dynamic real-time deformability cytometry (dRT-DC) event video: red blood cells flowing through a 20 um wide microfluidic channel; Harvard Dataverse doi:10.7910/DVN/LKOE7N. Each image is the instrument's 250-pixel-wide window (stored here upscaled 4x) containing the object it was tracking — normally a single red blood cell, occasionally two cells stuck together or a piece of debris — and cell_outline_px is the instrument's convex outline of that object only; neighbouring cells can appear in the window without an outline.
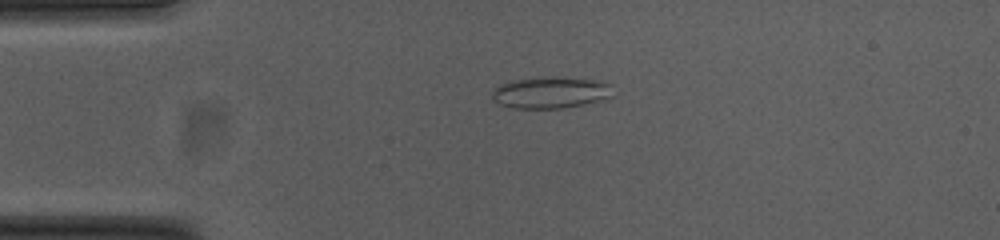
{"species": "common noctule bat (a hibernating species)", "species_latin": "Nyctalus noctula", "temperature_condition": "cold", "stored_images_in_passage": 31, "camera_frame_rate_fps": 3000, "um_per_image_px": 0.085, "animal": {"sex": "female", "body_mass_g": 23.0, "forearm_length_mm": 53.4}, "frame": {"image": 1, "passage_image": 1, "time_ms": 0.0, "image_size_px": [1000, 240], "cell_outline_px": [[616, 96], [580, 104], [560, 108], [516, 108], [500, 104], [492, 96], [492, 92], [500, 84], [516, 80], [544, 76], [556, 76], [608, 80], [612, 84]], "centroid_in_image_um": [46.93, 7.82], "position_along_channel_um": 38.1, "area_um2": 22.48}}
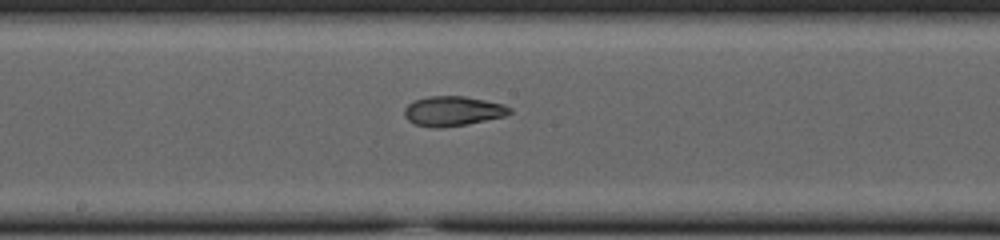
{"frame": {"image": 2, "passage_image": 17, "time_ms": 5.333, "image_size_px": [1000, 240], "cell_outline_px": [[512, 112], [504, 116], [468, 124], [440, 128], [432, 128], [416, 124], [408, 120], [404, 116], [404, 108], [412, 100], [428, 96], [464, 96], [504, 104], [512, 108]], "centroid_in_image_um": [38.47, 9.44], "position_along_channel_um": 209.7, "area_um2": 18.38}}
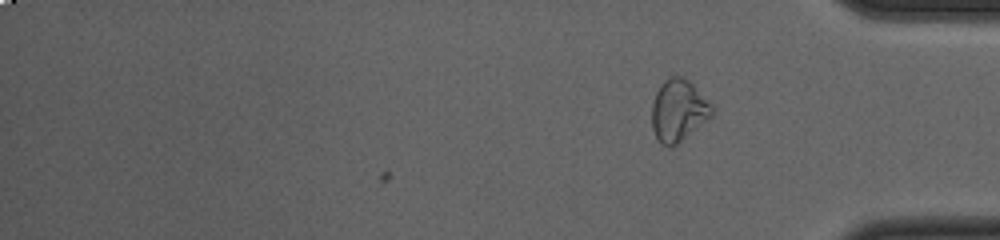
{"frame": {"image": 3, "passage_image": 31, "time_ms": 10.0, "image_size_px": [1000, 240], "cell_outline_px": [[712, 116], [676, 144], [660, 144], [652, 128], [652, 104], [656, 92], [660, 84], [668, 76], [680, 76], [688, 80], [712, 104]], "centroid_in_image_um": [57.65, 9.35], "position_along_channel_um": 377.6, "area_um2": 21.27}, "authors_computed_cell_mechanics": {"area_um2": 18.5538, "velocity_mm_per_s": 3.759, "shape_relaxation_time_tau1_ms": null, "shape_relaxation_time_tau2_ms": 2.0288, "deformation_change_tau1": null, "deformation_change_tau2": 0.0795}}